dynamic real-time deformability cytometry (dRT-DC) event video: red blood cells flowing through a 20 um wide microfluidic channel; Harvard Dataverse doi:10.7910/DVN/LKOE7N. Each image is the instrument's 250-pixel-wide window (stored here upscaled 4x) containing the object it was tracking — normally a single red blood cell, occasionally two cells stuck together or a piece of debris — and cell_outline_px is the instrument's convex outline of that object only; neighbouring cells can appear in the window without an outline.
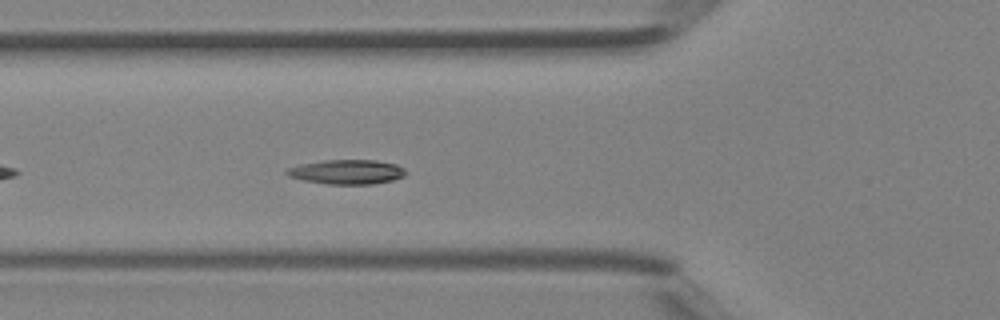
{"species": "Egyptian fruit bat (a non-hibernating species)", "species_latin": "Rousettus aegyptiacus", "temperature_condition": "room temperature", "stored_images_in_passage": 33, "camera_frame_rate_fps": 3000, "um_per_image_px": 0.085, "animal": {"sex": "female"}, "frame": {"image": 1, "passage_image": 5, "time_ms": 1.333, "image_size_px": [1000, 320], "cell_outline_px": [[408, 172], [404, 176], [392, 180], [372, 184], [328, 184], [304, 180], [288, 176], [284, 172], [288, 168], [300, 164], [324, 160], [376, 160], [396, 164], [404, 168]], "centroid_in_image_um": [29.5, 14.6], "position_along_channel_um": 96.3, "area_um2": 16.99}}
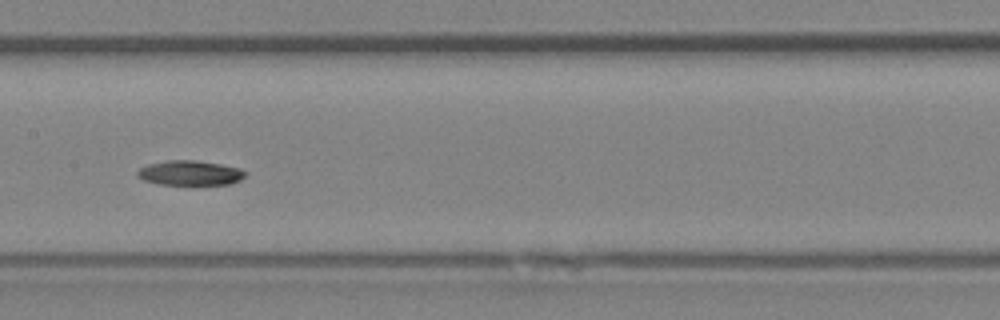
{"frame": {"image": 2, "passage_image": 11, "time_ms": 3.333, "image_size_px": [1000, 320], "cell_outline_px": [[248, 172], [240, 180], [228, 184], [156, 184], [144, 180], [136, 176], [136, 172], [140, 168], [148, 164], [168, 160], [196, 160], [220, 164], [240, 168]], "centroid_in_image_um": [16.13, 14.69], "position_along_channel_um": 191.3, "area_um2": 15.55}}
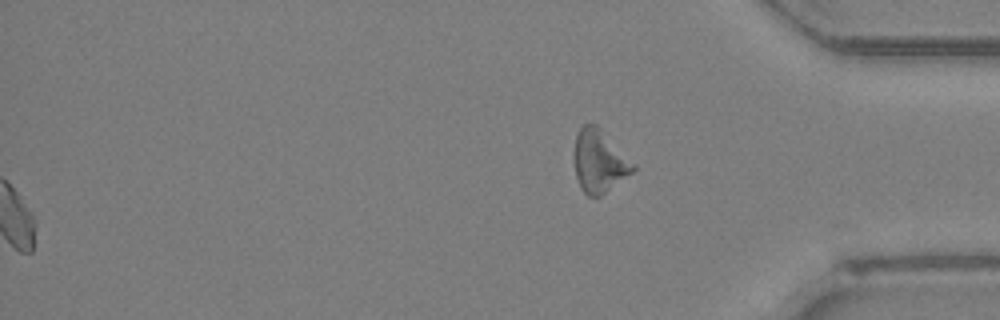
{"frame": {"image": 3, "passage_image": 33, "time_ms": 10.667, "image_size_px": [1000, 320], "cell_outline_px": [[636, 168], [632, 172], [600, 196], [588, 196], [580, 188], [576, 176], [572, 156], [576, 136], [580, 128], [584, 124], [596, 124], [636, 164]], "centroid_in_image_um": [50.91, 13.69], "position_along_channel_um": 384.3, "area_um2": 21.56}}